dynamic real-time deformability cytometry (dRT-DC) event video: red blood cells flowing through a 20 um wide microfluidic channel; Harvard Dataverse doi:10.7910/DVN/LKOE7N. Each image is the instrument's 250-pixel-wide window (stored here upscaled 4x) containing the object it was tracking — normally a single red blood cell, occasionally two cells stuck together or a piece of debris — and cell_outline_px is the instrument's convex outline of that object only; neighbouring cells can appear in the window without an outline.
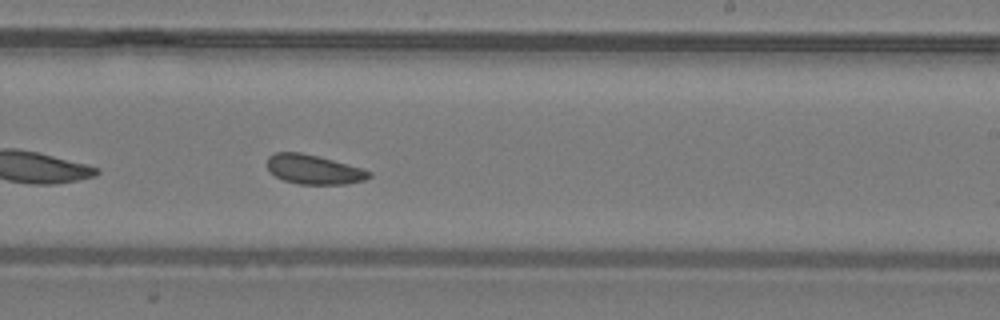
{"species": "common noctule bat (a hibernating species)", "species_latin": "Nyctalus noctula", "temperature_condition": "warm", "stored_images_in_passage": 34, "camera_frame_rate_fps": 3000, "um_per_image_px": 0.085, "animal": {"sex": "male", "body_mass_g": 19.2, "forearm_length_mm": 51.8}, "frame": {"image": 1, "passage_image": 20, "time_ms": 6.333, "image_size_px": [1000, 320], "cell_outline_px": [[372, 176], [364, 180], [348, 184], [300, 184], [284, 180], [276, 176], [268, 168], [268, 156], [276, 152], [300, 152], [364, 168], [372, 172]], "centroid_in_image_um": [26.71, 14.41], "position_along_channel_um": 262.3, "area_um2": 17.34}}